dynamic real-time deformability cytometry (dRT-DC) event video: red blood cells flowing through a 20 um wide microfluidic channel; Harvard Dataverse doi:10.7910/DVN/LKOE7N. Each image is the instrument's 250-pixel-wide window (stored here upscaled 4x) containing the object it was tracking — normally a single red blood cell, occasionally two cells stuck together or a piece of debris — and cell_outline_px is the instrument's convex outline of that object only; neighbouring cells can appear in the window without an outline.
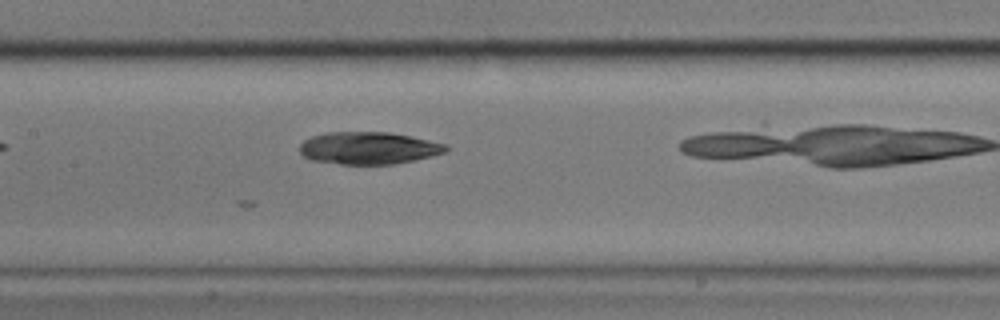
{"species": "common noctule bat (a hibernating species)", "species_latin": "Nyctalus noctula", "temperature_condition": "cold", "stored_images_in_passage": 23, "camera_frame_rate_fps": 3000, "um_per_image_px": 0.085, "animal": {"sex": "male", "body_mass_g": 17.9}, "frame": {"image": 1, "passage_image": 9, "time_ms": 2.667, "image_size_px": [1000, 320], "cell_outline_px": [[448, 148], [444, 152], [432, 156], [392, 164], [340, 164], [312, 160], [304, 156], [300, 152], [300, 144], [304, 140], [312, 136], [324, 132], [388, 132], [448, 144]], "centroid_in_image_um": [31.3, 12.58], "position_along_channel_um": 176.1, "area_um2": 27.34}}
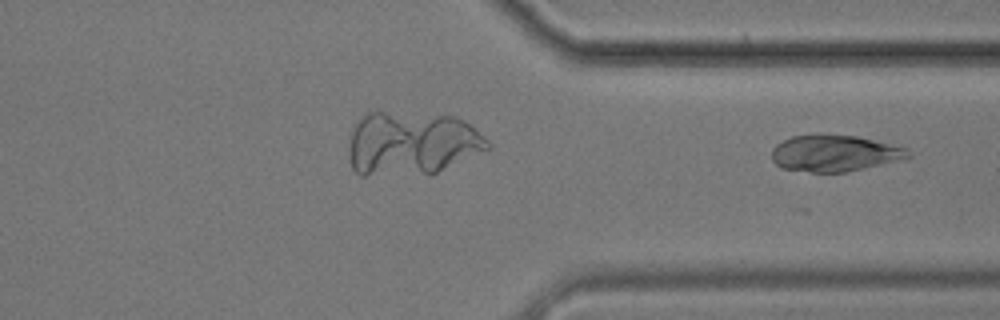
{"frame": {"image": 2, "passage_image": 23, "time_ms": 7.333, "image_size_px": [1000, 320], "cell_outline_px": [[912, 156], [864, 168], [844, 172], [812, 172], [780, 168], [772, 160], [772, 148], [776, 144], [792, 136], [816, 132], [820, 132], [856, 136], [908, 148], [912, 152]], "centroid_in_image_um": [70.89, 12.99], "position_along_channel_um": 340.5, "area_um2": 29.3}}